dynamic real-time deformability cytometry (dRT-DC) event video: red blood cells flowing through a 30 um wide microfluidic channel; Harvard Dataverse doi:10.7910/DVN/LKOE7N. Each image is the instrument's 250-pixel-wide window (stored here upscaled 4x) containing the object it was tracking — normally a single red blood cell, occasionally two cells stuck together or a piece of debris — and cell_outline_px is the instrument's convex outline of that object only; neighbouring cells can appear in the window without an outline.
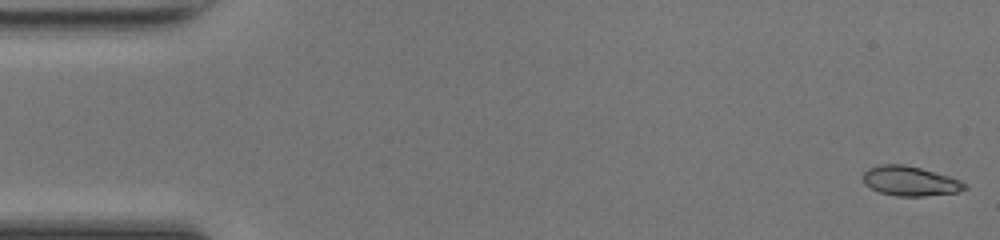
{"species": "common noctule bat (a hibernating species)", "species_latin": "Nyctalus noctula", "temperature_condition": "room temperature", "stored_images_in_passage": 48, "camera_frame_rate_fps": 3000, "um_per_image_px": 0.085, "animal": {"sex": "female", "body_mass_g": 17.0, "forearm_length_mm": 48.0}, "frame": {"image": 1, "passage_image": 1, "time_ms": 0.0, "image_size_px": [1000, 240], "cell_outline_px": [[968, 188], [960, 192], [924, 196], [896, 196], [880, 192], [864, 184], [864, 172], [868, 168], [880, 164], [904, 164], [920, 168], [948, 176], [960, 180], [968, 184]], "centroid_in_image_um": [77.39, 15.39], "position_along_channel_um": 7.6, "area_um2": 17.57}}
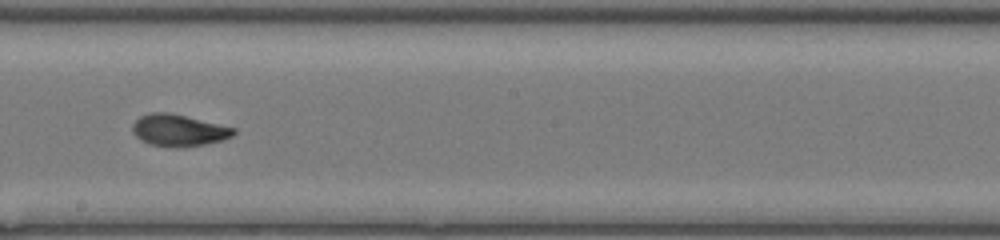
{"frame": {"image": 2, "passage_image": 27, "time_ms": 8.667, "image_size_px": [1000, 240], "cell_outline_px": [[236, 132], [232, 136], [224, 140], [204, 144], [180, 148], [176, 148], [148, 144], [140, 140], [132, 132], [132, 124], [140, 116], [148, 112], [168, 112], [236, 128]], "centroid_in_image_um": [15.16, 11.08], "position_along_channel_um": 233.0, "area_um2": 18.9}}
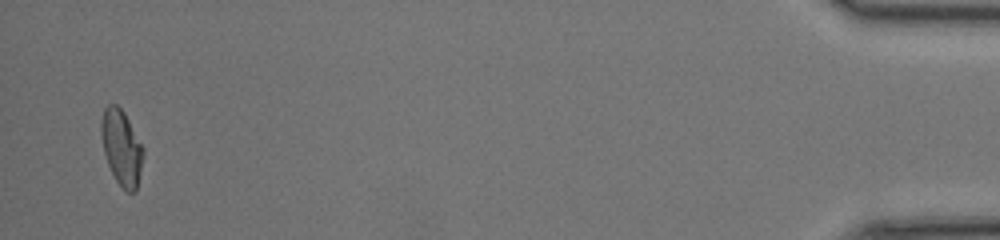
{"frame": {"image": 3, "passage_image": 47, "time_ms": 15.333, "image_size_px": [1000, 240], "cell_outline_px": [[144, 152], [136, 192], [128, 192], [116, 180], [108, 164], [104, 152], [100, 132], [100, 120], [104, 108], [108, 104], [116, 104], [124, 112], [144, 148]], "centroid_in_image_um": [10.32, 12.5], "position_along_channel_um": 424.9, "area_um2": 18.38}, "authors_computed_cell_mechanics": {"area_um2": 18.1203, "velocity_mm_per_s": 4.296, "shape_relaxation_time_tau1_ms": 4.656, "shape_relaxation_time_tau2_ms": 1.3788, "deformation_change_tau1": 0.1761, "deformation_change_tau2": 0.0606}}